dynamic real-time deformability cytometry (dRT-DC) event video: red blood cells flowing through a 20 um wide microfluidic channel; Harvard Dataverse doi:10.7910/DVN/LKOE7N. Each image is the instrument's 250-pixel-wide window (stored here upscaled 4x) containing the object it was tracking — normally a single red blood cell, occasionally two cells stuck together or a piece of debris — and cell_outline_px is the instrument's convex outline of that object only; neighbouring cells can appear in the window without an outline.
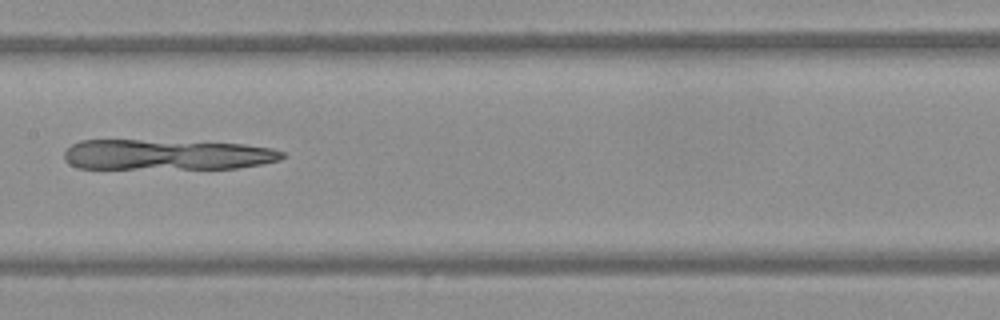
{"species": "Egyptian fruit bat (a non-hibernating species)", "species_latin": "Rousettus aegyptiacus", "temperature_condition": "warm", "stored_images_in_passage": 52, "camera_frame_rate_fps": 3000, "um_per_image_px": 0.085, "frame": {"image": 1, "passage_image": 25, "time_ms": 8.0, "image_size_px": [1000, 320], "cell_outline_px": [[284, 156], [280, 160], [260, 164], [236, 168], [80, 168], [68, 164], [64, 160], [64, 152], [72, 144], [80, 140], [140, 140], [244, 144], [272, 148], [284, 152]], "centroid_in_image_um": [14.14, 13.15], "position_along_channel_um": 193.3, "area_um2": 38.49}}